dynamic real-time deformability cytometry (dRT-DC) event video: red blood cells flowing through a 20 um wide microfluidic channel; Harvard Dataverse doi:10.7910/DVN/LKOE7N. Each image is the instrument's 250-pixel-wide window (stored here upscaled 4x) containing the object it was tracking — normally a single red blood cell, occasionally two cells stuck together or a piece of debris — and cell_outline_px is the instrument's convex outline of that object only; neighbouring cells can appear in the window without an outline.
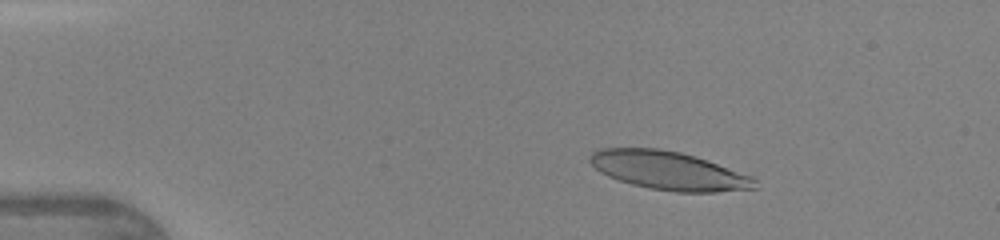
{"species": "human", "species_latin": "Homo sapiens", "temperature_condition": "warm", "stored_images_in_passage": 38, "camera_frame_rate_fps": 3000, "um_per_image_px": 0.085, "donor": {"sex": "female"}, "frame": {"image": 1, "passage_image": 1, "time_ms": 0.0, "image_size_px": [1000, 240], "cell_outline_px": [[760, 188], [716, 192], [676, 192], [648, 188], [632, 184], [608, 176], [600, 172], [588, 160], [588, 156], [592, 152], [600, 148], [660, 148], [680, 152], [696, 156], [752, 176], [756, 180]], "centroid_in_image_um": [56.85, 14.5], "position_along_channel_um": 28.1, "area_um2": 37.11}}
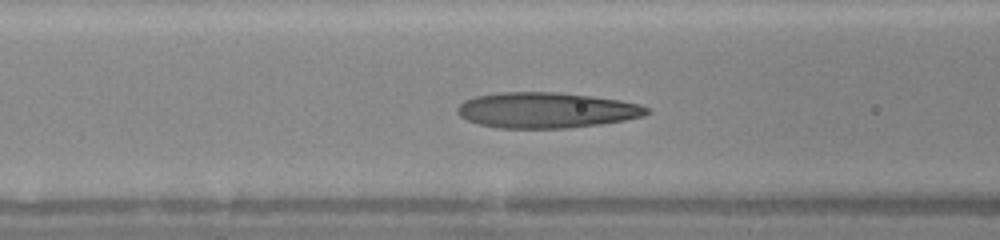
{"frame": {"image": 2, "passage_image": 12, "time_ms": 3.667, "image_size_px": [1000, 240], "cell_outline_px": [[652, 112], [644, 116], [624, 120], [600, 124], [568, 128], [496, 128], [480, 124], [468, 120], [460, 116], [456, 112], [456, 108], [464, 100], [476, 96], [500, 92], [556, 92], [592, 96], [620, 100], [640, 104], [648, 108]], "centroid_in_image_um": [46.44, 9.36], "position_along_channel_um": 120.2, "area_um2": 39.42}}
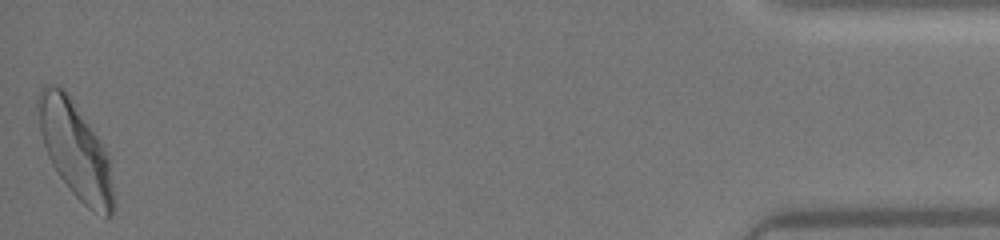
{"frame": {"image": 3, "passage_image": 38, "time_ms": 12.333, "image_size_px": [1000, 240], "cell_outline_px": [[116, 204], [112, 216], [104, 216], [88, 208], [72, 192], [60, 176], [52, 164], [48, 156], [40, 132], [36, 104], [36, 96], [40, 88], [48, 84], [56, 84], [64, 88], [104, 148], [108, 156]], "centroid_in_image_um": [6.39, 12.74], "position_along_channel_um": 428.8, "area_um2": 41.96}}